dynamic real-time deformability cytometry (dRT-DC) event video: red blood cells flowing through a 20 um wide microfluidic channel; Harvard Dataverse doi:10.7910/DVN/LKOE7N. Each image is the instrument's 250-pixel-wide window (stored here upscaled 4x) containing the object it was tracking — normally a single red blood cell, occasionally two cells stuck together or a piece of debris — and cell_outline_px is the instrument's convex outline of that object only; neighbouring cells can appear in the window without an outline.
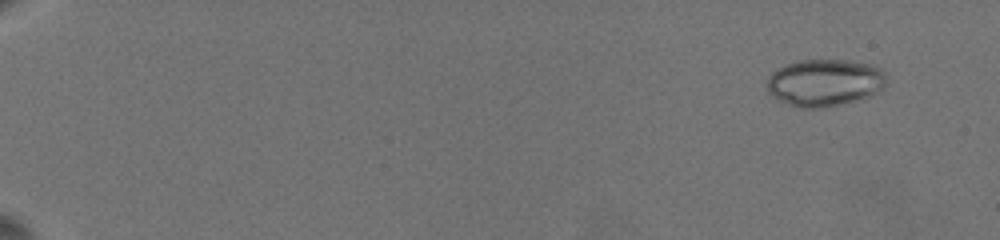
{"species": "common noctule bat (a hibernating species)", "species_latin": "Nyctalus noctula", "temperature_condition": "warm", "stored_images_in_passage": 10, "camera_frame_rate_fps": 3000, "um_per_image_px": 0.085, "animal": {"sex": "female", "body_mass_g": 19.5, "forearm_length_mm": 54.1}, "frame": {"image": 1, "passage_image": 2, "time_ms": 0.333, "image_size_px": [1000, 240], "cell_outline_px": [[884, 84], [876, 92], [852, 100], [820, 108], [800, 108], [788, 104], [772, 96], [768, 92], [764, 84], [768, 76], [776, 68], [784, 64], [800, 60], [848, 60], [872, 64], [880, 68], [884, 72]], "centroid_in_image_um": [69.99, 6.99], "position_along_channel_um": 15.0, "area_um2": 32.54}}